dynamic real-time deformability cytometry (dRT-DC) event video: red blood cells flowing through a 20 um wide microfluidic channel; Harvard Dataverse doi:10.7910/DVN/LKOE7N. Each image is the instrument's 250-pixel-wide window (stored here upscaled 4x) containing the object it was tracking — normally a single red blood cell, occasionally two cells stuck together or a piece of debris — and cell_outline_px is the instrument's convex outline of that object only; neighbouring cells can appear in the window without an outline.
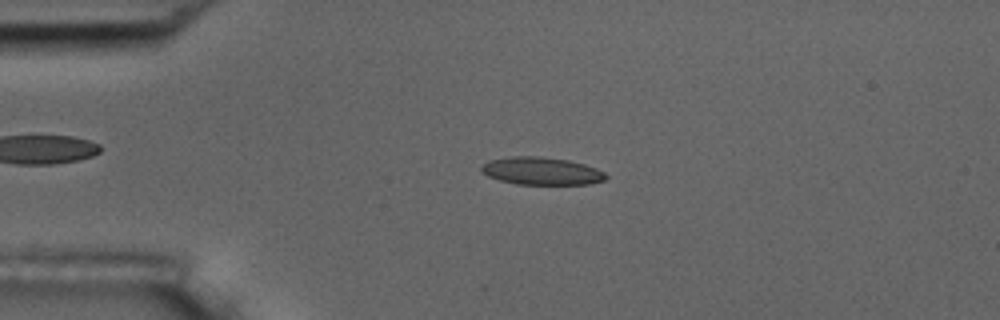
{"species": "common noctule bat (a hibernating species)", "species_latin": "Nyctalus noctula", "temperature_condition": "room temperature", "stored_images_in_passage": 4, "camera_frame_rate_fps": 3000, "um_per_image_px": 0.085, "animal": {"sex": "male", "body_mass_g": 17.5, "forearm_length_mm": 52.3}, "frame": {"image": 1, "passage_image": 3, "time_ms": 2.333, "image_size_px": [1000, 320], "cell_outline_px": [[608, 176], [604, 180], [588, 184], [516, 184], [500, 180], [488, 176], [480, 172], [480, 168], [488, 160], [512, 156], [540, 156], [568, 160], [584, 164], [596, 168], [604, 172]], "centroid_in_image_um": [46.01, 14.53], "position_along_channel_um": 39.0, "area_um2": 20.06}}